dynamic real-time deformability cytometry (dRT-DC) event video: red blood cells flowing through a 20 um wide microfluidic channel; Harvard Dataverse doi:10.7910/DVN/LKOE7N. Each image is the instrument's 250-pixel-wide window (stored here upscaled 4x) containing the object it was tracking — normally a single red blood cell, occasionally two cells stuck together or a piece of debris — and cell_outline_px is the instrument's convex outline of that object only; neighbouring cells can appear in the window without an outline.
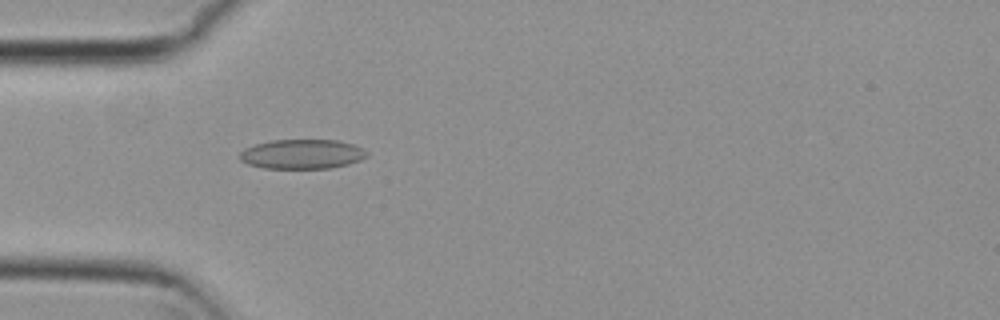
{"species": "common noctule bat (a hibernating species)", "species_latin": "Nyctalus noctula", "temperature_condition": "cold", "stored_images_in_passage": 5, "camera_frame_rate_fps": 3000, "um_per_image_px": 0.085, "animal": {"sex": "female", "body_mass_g": 29.2, "forearm_length_mm": 56.3}, "frame": {"image": 1, "passage_image": 5, "time_ms": 1.333, "image_size_px": [1000, 320], "cell_outline_px": [[368, 156], [360, 160], [348, 164], [332, 168], [264, 168], [248, 164], [240, 160], [240, 152], [244, 148], [256, 144], [272, 140], [336, 140], [352, 144], [368, 152]], "centroid_in_image_um": [25.67, 13.1], "position_along_channel_um": 59.3, "area_um2": 21.79}}